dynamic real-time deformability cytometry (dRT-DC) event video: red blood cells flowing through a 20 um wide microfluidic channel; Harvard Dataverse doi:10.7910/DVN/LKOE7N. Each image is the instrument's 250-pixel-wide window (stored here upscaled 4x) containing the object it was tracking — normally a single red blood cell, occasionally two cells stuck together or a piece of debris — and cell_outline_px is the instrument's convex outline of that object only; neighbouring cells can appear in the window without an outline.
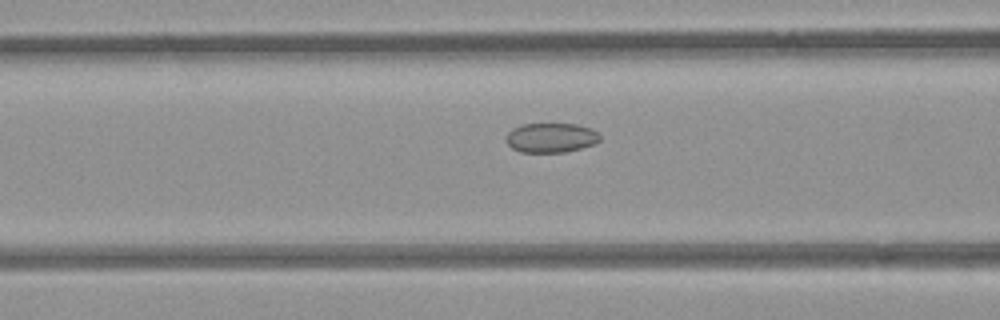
{"species": "common noctule bat (a hibernating species)", "species_latin": "Nyctalus noctula", "temperature_condition": "room temperature", "stored_images_in_passage": 35, "camera_frame_rate_fps": 3000, "um_per_image_px": 0.085, "animal": {"sex": "female", "body_mass_g": 21.9}, "frame": {"image": 1, "passage_image": 13, "time_ms": 4.0, "image_size_px": [1000, 320], "cell_outline_px": [[600, 140], [596, 144], [564, 152], [520, 152], [512, 148], [504, 140], [508, 132], [512, 128], [520, 124], [576, 124], [592, 128], [600, 136]], "centroid_in_image_um": [46.81, 11.7], "position_along_channel_um": 119.8, "area_um2": 16.3}}
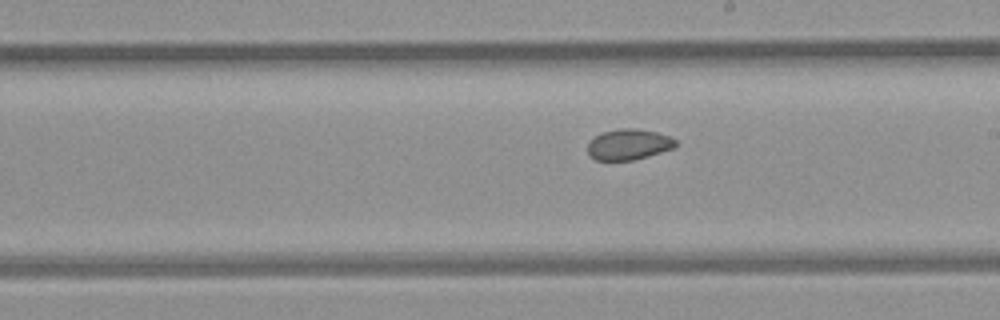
{"frame": {"image": 2, "passage_image": 22, "time_ms": 7.0, "image_size_px": [1000, 320], "cell_outline_px": [[676, 144], [672, 148], [648, 156], [632, 160], [596, 160], [588, 156], [588, 144], [596, 136], [604, 132], [620, 128], [636, 128], [656, 132], [668, 136], [676, 140]], "centroid_in_image_um": [53.41, 12.28], "position_along_channel_um": 235.6, "area_um2": 15.55}}
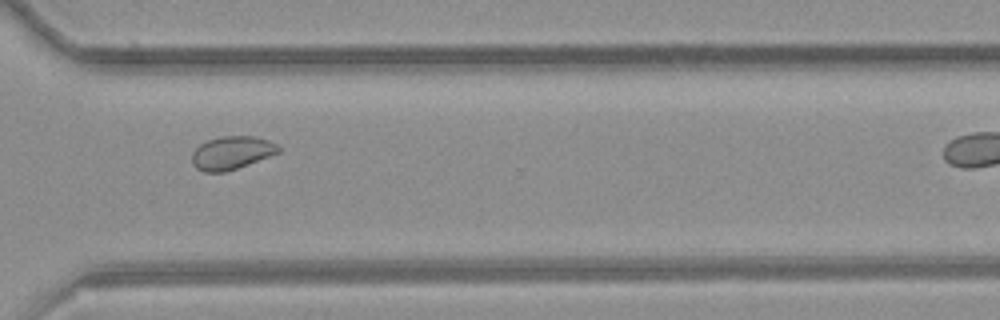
{"frame": {"image": 3, "passage_image": 31, "time_ms": 10.0, "image_size_px": [1000, 320], "cell_outline_px": [[280, 152], [248, 164], [224, 172], [204, 172], [196, 168], [192, 164], [192, 152], [200, 144], [208, 140], [220, 136], [256, 136], [280, 144]], "centroid_in_image_um": [19.7, 12.98], "position_along_channel_um": 350.9, "area_um2": 16.76}}